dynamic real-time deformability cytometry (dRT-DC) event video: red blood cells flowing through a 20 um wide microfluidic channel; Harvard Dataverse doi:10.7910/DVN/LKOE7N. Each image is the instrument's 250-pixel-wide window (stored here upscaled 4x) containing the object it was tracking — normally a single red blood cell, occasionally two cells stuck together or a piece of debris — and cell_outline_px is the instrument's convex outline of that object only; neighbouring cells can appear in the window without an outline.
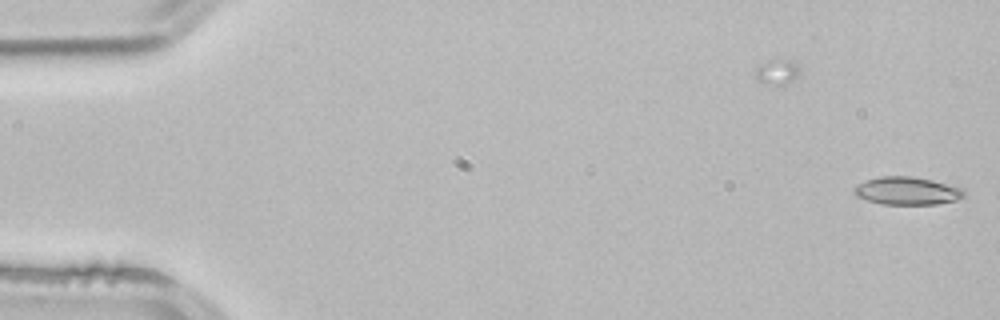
{"species": "common noctule bat (a hibernating species)", "species_latin": "Nyctalus noctula", "temperature_condition": "room temperature", "stored_images_in_passage": 7, "camera_frame_rate_fps": 3000, "um_per_image_px": 0.085, "animal": {"sex": "male", "body_mass_g": 21.5, "forearm_length_mm": 52.0}, "frame": {"image": 1, "passage_image": 7, "time_ms": 2.0, "image_size_px": [1000, 320], "cell_outline_px": [[964, 196], [956, 200], [936, 204], [880, 204], [856, 196], [852, 192], [852, 188], [856, 184], [880, 176], [912, 176], [932, 180], [964, 188]], "centroid_in_image_um": [77.08, 16.22], "position_along_channel_um": 7.9, "area_um2": 17.92}}